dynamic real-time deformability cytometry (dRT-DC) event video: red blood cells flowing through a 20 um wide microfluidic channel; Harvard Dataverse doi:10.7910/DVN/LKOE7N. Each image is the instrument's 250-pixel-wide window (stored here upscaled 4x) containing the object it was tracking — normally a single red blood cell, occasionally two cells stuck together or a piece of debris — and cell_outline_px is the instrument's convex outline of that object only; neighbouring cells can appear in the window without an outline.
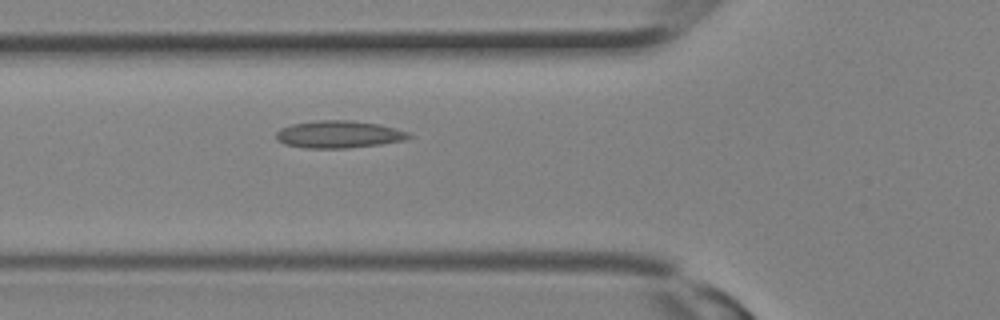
{"species": "Egyptian fruit bat (a non-hibernating species)", "species_latin": "Rousettus aegyptiacus", "temperature_condition": "room temperature", "stored_images_in_passage": 14, "camera_frame_rate_fps": 3000, "um_per_image_px": 0.085, "animal": {"sex": "female"}, "frame": {"image": 1, "passage_image": 3, "time_ms": 0.667, "image_size_px": [1000, 320], "cell_outline_px": [[412, 136], [404, 140], [380, 144], [348, 148], [304, 148], [284, 144], [276, 140], [276, 132], [280, 128], [292, 124], [316, 120], [348, 120], [376, 124], [396, 128], [408, 132]], "centroid_in_image_um": [28.75, 11.42], "position_along_channel_um": 97.0, "area_um2": 21.1}}
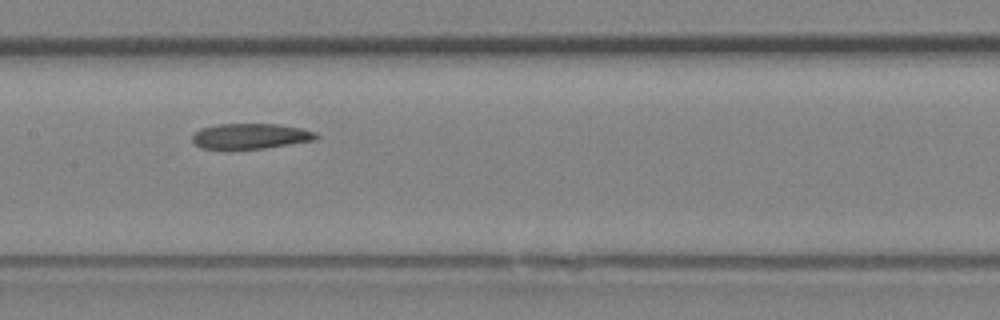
{"frame": {"image": 2, "passage_image": 7, "time_ms": 2.0, "image_size_px": [1000, 320], "cell_outline_px": [[320, 136], [316, 140], [264, 148], [236, 152], [224, 152], [200, 148], [192, 140], [192, 136], [200, 128], [220, 124], [280, 124], [300, 128], [316, 132]], "centroid_in_image_um": [21.24, 11.62], "position_along_channel_um": 186.2, "area_um2": 19.25}}
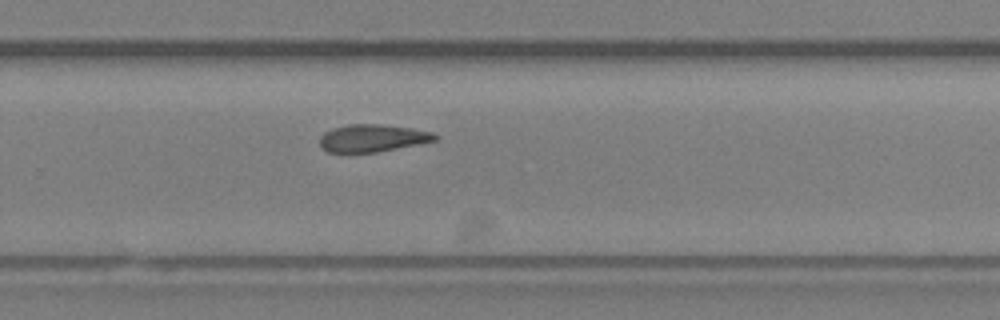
{"frame": {"image": 3, "passage_image": 12, "time_ms": 3.667, "image_size_px": [1000, 320], "cell_outline_px": [[440, 136], [436, 140], [376, 152], [328, 152], [320, 148], [320, 136], [324, 132], [332, 128], [348, 124], [384, 124], [412, 128], [432, 132]], "centroid_in_image_um": [31.63, 11.72], "position_along_channel_um": 298.2, "area_um2": 18.44}}